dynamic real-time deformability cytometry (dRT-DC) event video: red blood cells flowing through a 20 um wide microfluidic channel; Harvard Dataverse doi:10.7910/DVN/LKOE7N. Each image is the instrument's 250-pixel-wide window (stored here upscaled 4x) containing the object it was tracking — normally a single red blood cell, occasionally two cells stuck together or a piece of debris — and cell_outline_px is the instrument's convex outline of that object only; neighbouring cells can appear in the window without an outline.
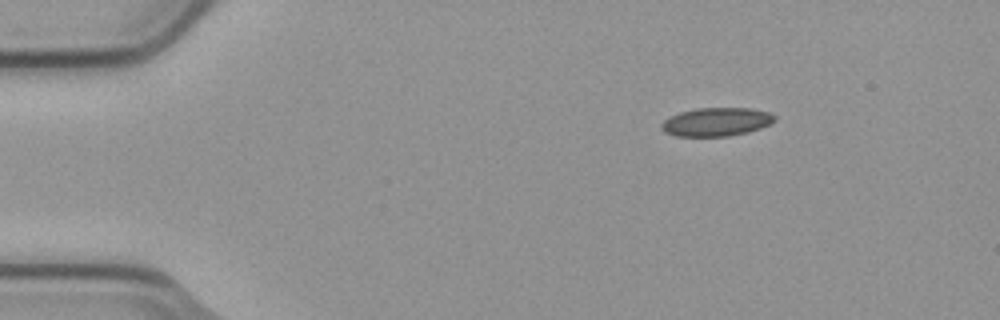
{"species": "common noctule bat (a hibernating species)", "species_latin": "Nyctalus noctula", "temperature_condition": "cold", "stored_images_in_passage": 6, "camera_frame_rate_fps": 3000, "um_per_image_px": 0.085, "animal": {"sex": "male", "body_mass_g": 23.1, "forearm_length_mm": 52.7}, "frame": {"image": 1, "passage_image": 6, "time_ms": 1.667, "image_size_px": [1000, 320], "cell_outline_px": [[776, 120], [760, 128], [748, 132], [728, 136], [676, 136], [664, 132], [660, 128], [660, 124], [668, 116], [680, 112], [696, 108], [752, 108], [768, 112], [776, 116]], "centroid_in_image_um": [60.86, 10.35], "position_along_channel_um": 24.1, "area_um2": 18.9}}